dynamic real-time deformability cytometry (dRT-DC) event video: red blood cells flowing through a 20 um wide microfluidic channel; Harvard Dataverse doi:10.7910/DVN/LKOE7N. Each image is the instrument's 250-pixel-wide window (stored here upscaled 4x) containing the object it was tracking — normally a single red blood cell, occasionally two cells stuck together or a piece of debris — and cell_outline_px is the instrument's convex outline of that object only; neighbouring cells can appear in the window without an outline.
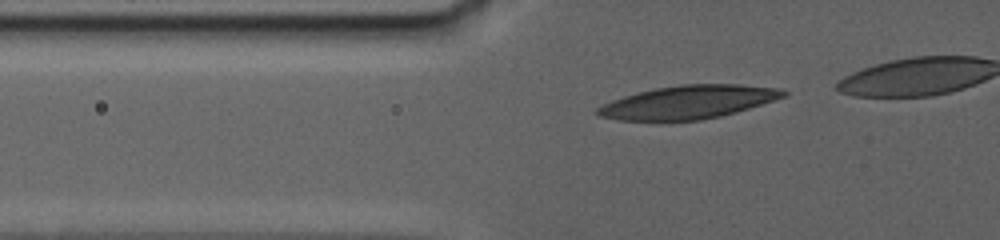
{"species": "human", "species_latin": "Homo sapiens", "temperature_condition": "warm", "stored_images_in_passage": 19, "segment_of_instrument_passage": [1, 2], "camera_frame_rate_fps": 3000, "um_per_image_px": 0.085, "donor": {"sex": "female"}, "frame": {"image": 1, "passage_image": 5, "time_ms": 3.0, "image_size_px": [1000, 240], "cell_outline_px": [[788, 96], [736, 112], [720, 116], [700, 120], [620, 120], [600, 116], [596, 112], [596, 108], [612, 100], [624, 96], [656, 88], [680, 84], [740, 84], [784, 88], [788, 92]], "centroid_in_image_um": [58.59, 8.66], "position_along_channel_um": 67.2, "area_um2": 35.95}}
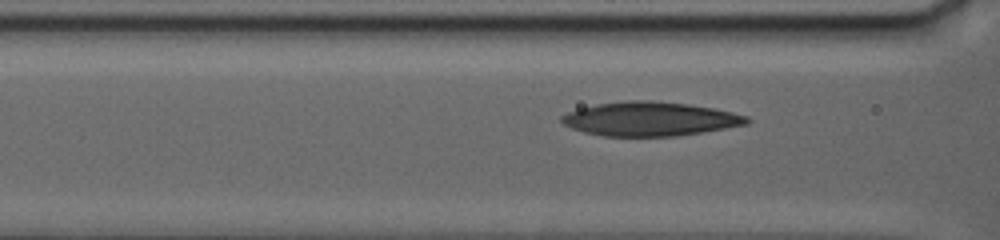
{"frame": {"image": 2, "passage_image": 11, "time_ms": 5.0, "image_size_px": [1000, 240], "cell_outline_px": [[752, 120], [748, 124], [676, 136], [604, 136], [584, 132], [572, 128], [564, 124], [560, 120], [560, 116], [568, 112], [580, 108], [596, 104], [624, 100], [652, 100], [688, 104], [712, 108], [732, 112], [748, 116]], "centroid_in_image_um": [55.24, 10.1], "position_along_channel_um": 111.4, "area_um2": 36.7}}
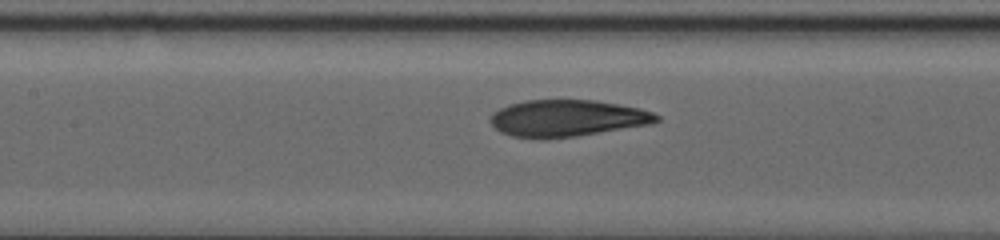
{"frame": {"image": 3, "passage_image": 16, "time_ms": 6.667, "image_size_px": [1000, 240], "cell_outline_px": [[660, 120], [648, 124], [576, 136], [544, 140], [540, 140], [512, 136], [500, 132], [488, 120], [492, 112], [508, 104], [524, 100], [596, 100], [640, 108], [652, 112], [660, 116]], "centroid_in_image_um": [48.14, 10.05], "position_along_channel_um": 159.3, "area_um2": 35.78}}